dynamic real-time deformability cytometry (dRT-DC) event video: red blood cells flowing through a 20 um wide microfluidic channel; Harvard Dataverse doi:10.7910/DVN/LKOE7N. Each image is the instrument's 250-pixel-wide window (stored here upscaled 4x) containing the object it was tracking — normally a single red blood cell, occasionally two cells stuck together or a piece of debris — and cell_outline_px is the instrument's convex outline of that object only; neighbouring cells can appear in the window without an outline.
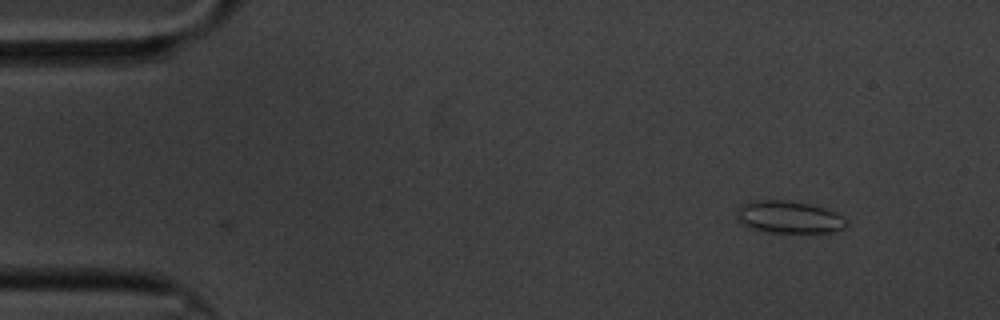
{"species": "common noctule bat (a hibernating species)", "species_latin": "Nyctalus noctula", "temperature_condition": "cold", "stored_images_in_passage": 44, "camera_frame_rate_fps": 3000, "um_per_image_px": 0.085, "animal": {"sex": "male", "body_mass_g": 20.1, "forearm_length_mm": 53.5}, "frame": {"image": 1, "passage_image": 1, "time_ms": 0.0, "image_size_px": [1000, 320], "cell_outline_px": [[848, 224], [844, 228], [836, 232], [768, 232], [752, 228], [736, 220], [736, 216], [740, 208], [744, 204], [752, 200], [784, 200], [808, 204], [824, 208], [836, 212], [844, 216], [848, 220]], "centroid_in_image_um": [67.12, 18.46], "position_along_channel_um": 17.9, "area_um2": 20.58}}
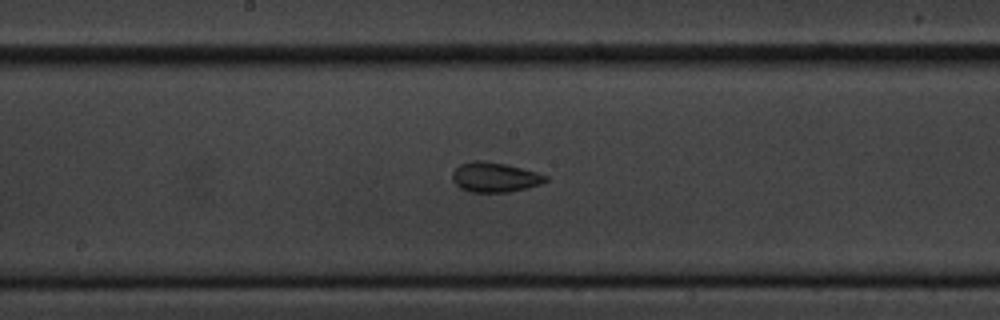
{"frame": {"image": 2, "passage_image": 26, "time_ms": 8.333, "image_size_px": [1000, 320], "cell_outline_px": [[548, 180], [540, 184], [508, 192], [472, 192], [460, 188], [452, 180], [452, 172], [460, 164], [472, 160], [480, 160], [504, 164], [536, 172], [548, 176]], "centroid_in_image_um": [42.02, 15.06], "position_along_channel_um": 206.2, "area_um2": 16.01}}
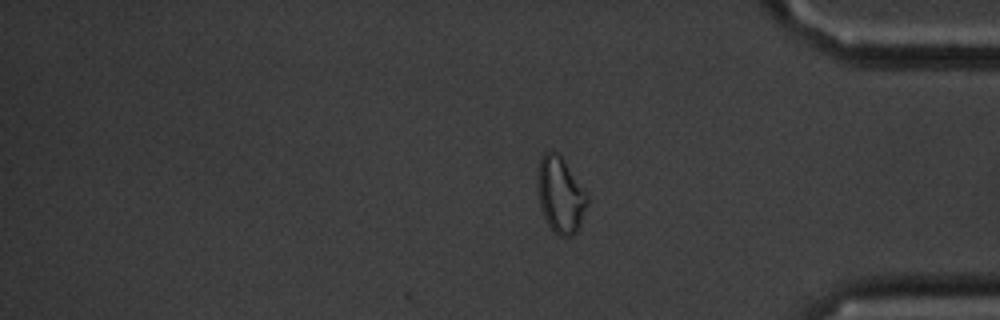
{"frame": {"image": 3, "passage_image": 44, "time_ms": 14.333, "image_size_px": [1000, 320], "cell_outline_px": [[588, 204], [580, 224], [576, 232], [572, 236], [560, 236], [548, 224], [544, 216], [540, 204], [536, 184], [536, 168], [540, 156], [544, 152], [556, 152], [564, 160], [588, 196]], "centroid_in_image_um": [47.6, 16.54], "position_along_channel_um": 387.6, "area_um2": 21.96}, "authors_computed_cell_mechanics": {"area_um2": 16.0106, "velocity_mm_per_s": 3.3246, "shape_relaxation_time_tau1_ms": 9.1428, "shape_relaxation_time_tau2_ms": 2.8022, "deformation_change_tau1": 0.1572, "deformation_change_tau2": 0.0861}}